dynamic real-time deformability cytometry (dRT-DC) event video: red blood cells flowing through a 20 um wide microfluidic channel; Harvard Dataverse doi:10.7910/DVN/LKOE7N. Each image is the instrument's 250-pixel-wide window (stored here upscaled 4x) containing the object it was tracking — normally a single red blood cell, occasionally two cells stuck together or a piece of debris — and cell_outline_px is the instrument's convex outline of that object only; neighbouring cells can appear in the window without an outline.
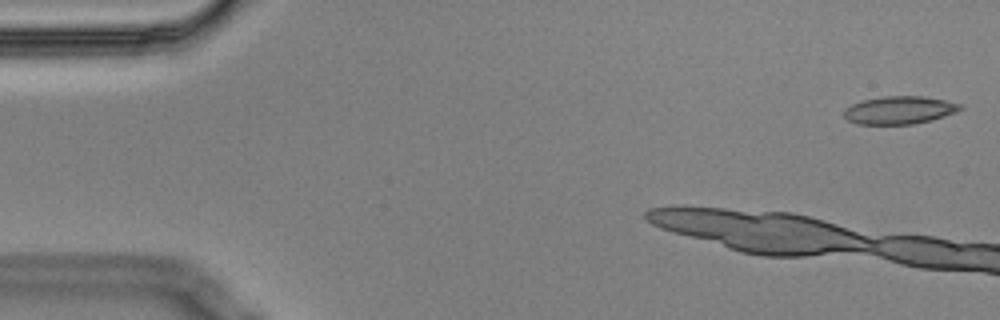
{"species": "Egyptian fruit bat (a non-hibernating species)", "species_latin": "Rousettus aegyptiacus", "temperature_condition": "cold", "stored_images_in_passage": 3, "camera_frame_rate_fps": 3000, "um_per_image_px": 0.085, "animal": {"sex": "male"}, "frame": {"image": 1, "passage_image": 1, "time_ms": 0.0, "image_size_px": [1000, 320], "cell_outline_px": [[964, 108], [956, 112], [944, 116], [912, 124], [856, 124], [848, 120], [844, 116], [844, 108], [852, 104], [864, 100], [884, 96], [924, 96], [944, 100], [960, 104]], "centroid_in_image_um": [76.43, 9.35], "position_along_channel_um": 8.6, "area_um2": 18.73}}